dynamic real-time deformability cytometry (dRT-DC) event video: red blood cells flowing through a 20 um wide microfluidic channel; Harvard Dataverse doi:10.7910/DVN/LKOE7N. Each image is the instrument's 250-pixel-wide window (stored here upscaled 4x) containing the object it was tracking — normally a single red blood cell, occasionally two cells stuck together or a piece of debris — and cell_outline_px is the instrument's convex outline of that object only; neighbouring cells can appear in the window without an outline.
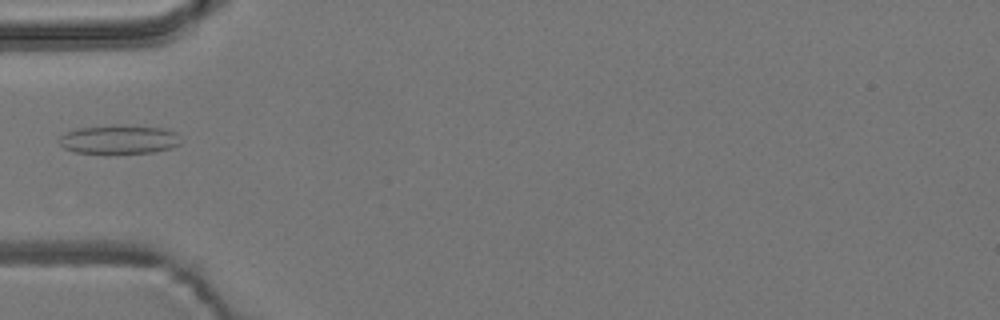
{"species": "common noctule bat (a hibernating species)", "species_latin": "Nyctalus noctula", "temperature_condition": "room temperature", "stored_images_in_passage": 2, "camera_frame_rate_fps": 3000, "um_per_image_px": 0.085, "animal": {"sex": "male", "body_mass_g": 19.2, "forearm_length_mm": 51.8}, "frame": {"image": 1, "passage_image": 1, "time_ms": 0.0, "image_size_px": [1000, 320], "cell_outline_px": [[180, 144], [172, 148], [156, 152], [104, 156], [76, 152], [64, 148], [56, 140], [60, 136], [76, 128], [164, 128], [176, 132]], "centroid_in_image_um": [10.08, 11.96], "position_along_channel_um": 74.9, "area_um2": 20.23}}